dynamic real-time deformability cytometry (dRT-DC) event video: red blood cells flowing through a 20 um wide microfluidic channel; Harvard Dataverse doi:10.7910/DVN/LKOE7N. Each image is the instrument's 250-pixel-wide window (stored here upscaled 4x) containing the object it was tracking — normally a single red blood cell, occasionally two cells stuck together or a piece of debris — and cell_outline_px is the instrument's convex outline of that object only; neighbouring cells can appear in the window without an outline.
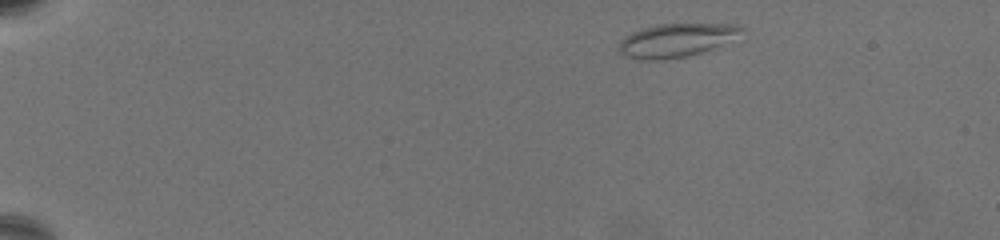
{"species": "common noctule bat (a hibernating species)", "species_latin": "Nyctalus noctula", "temperature_condition": "warm", "stored_images_in_passage": 56, "camera_frame_rate_fps": 3000, "um_per_image_px": 0.085, "animal": {"sex": "female", "body_mass_g": 19.5, "forearm_length_mm": 54.1}, "frame": {"image": 1, "passage_image": 1, "time_ms": 0.0, "image_size_px": [1000, 240], "cell_outline_px": [[744, 28], [720, 44], [712, 48], [688, 56], [660, 60], [640, 60], [624, 56], [620, 52], [620, 40], [624, 36], [632, 32], [656, 24], [740, 24]], "centroid_in_image_um": [57.37, 3.42], "position_along_channel_um": 27.6, "area_um2": 23.35}}
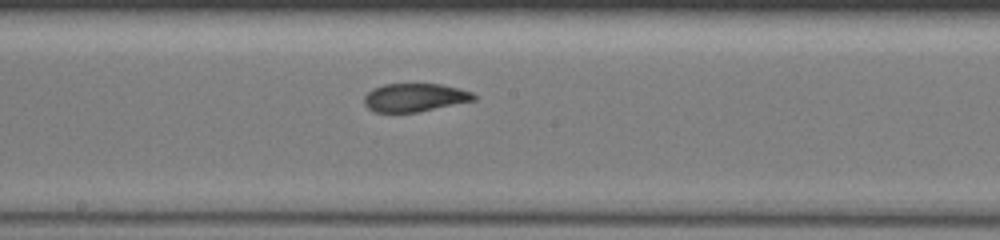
{"frame": {"image": 2, "passage_image": 29, "time_ms": 9.333, "image_size_px": [1000, 240], "cell_outline_px": [[476, 100], [416, 112], [376, 112], [368, 108], [364, 104], [364, 96], [372, 88], [384, 84], [440, 84], [460, 88], [472, 92], [476, 96]], "centroid_in_image_um": [35.25, 8.28], "position_along_channel_um": 213.0, "area_um2": 18.03}}
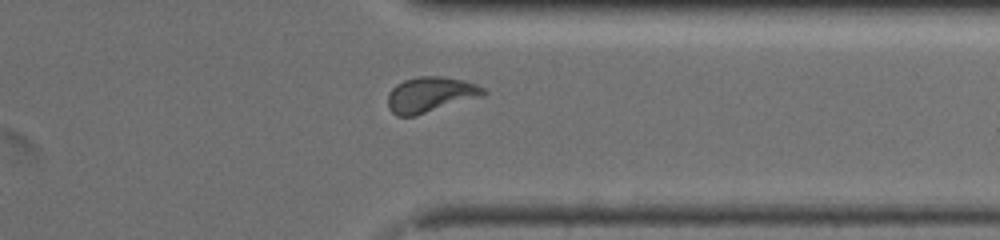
{"frame": {"image": 3, "passage_image": 44, "time_ms": 14.333, "image_size_px": [1000, 240], "cell_outline_px": [[488, 92], [484, 96], [416, 116], [396, 116], [388, 108], [388, 92], [396, 84], [404, 80], [416, 76], [444, 76], [464, 80], [476, 84], [484, 88]], "centroid_in_image_um": [36.6, 8.04], "position_along_channel_um": 374.8, "area_um2": 20.11}, "authors_computed_cell_mechanics": {"area_um2": 19.0451, "velocity_mm_per_s": 3.2401, "shape_relaxation_time_tau1_ms": 7.2197, "shape_relaxation_time_tau2_ms": 1.9087, "deformation_change_tau1": 0.2121, "deformation_change_tau2": 0.0842}}